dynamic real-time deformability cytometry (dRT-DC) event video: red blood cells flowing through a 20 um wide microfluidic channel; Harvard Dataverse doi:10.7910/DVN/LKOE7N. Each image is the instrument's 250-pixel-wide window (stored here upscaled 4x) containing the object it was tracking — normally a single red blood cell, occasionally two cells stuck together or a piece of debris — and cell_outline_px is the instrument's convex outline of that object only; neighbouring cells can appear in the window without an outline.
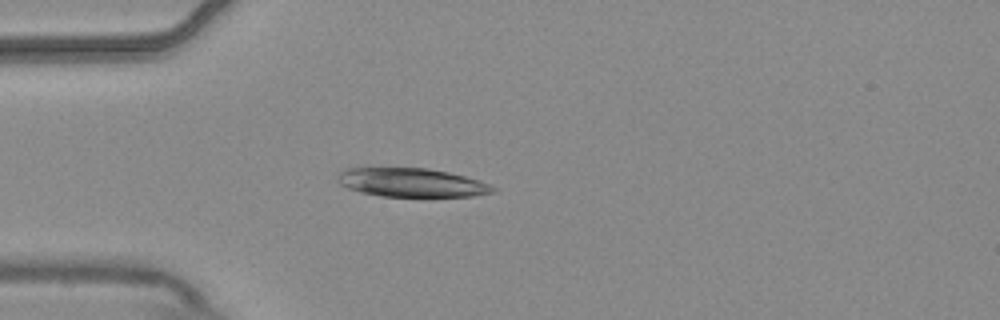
{"species": "common noctule bat (a hibernating species)", "species_latin": "Nyctalus noctula", "temperature_condition": "warm", "stored_images_in_passage": 5, "camera_frame_rate_fps": 3000, "um_per_image_px": 0.085, "animal": {"sex": "male", "body_mass_g": 20.4}, "frame": {"image": 1, "passage_image": 4, "time_ms": 1.0, "image_size_px": [1000, 320], "cell_outline_px": [[496, 188], [492, 192], [472, 196], [380, 196], [360, 192], [348, 188], [340, 184], [336, 180], [336, 176], [340, 172], [348, 168], [428, 168], [448, 172], [480, 180]], "centroid_in_image_um": [34.94, 15.51], "position_along_channel_um": 50.1, "area_um2": 25.84}}